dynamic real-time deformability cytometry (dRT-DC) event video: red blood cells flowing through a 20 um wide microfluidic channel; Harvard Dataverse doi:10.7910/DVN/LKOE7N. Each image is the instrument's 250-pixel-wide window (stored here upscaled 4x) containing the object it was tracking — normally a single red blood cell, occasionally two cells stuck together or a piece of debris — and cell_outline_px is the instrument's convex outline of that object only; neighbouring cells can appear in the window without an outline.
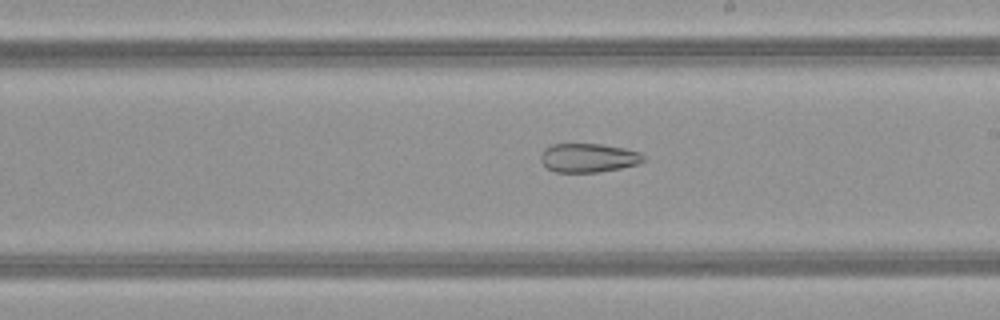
{"species": "common noctule bat (a hibernating species)", "species_latin": "Nyctalus noctula", "temperature_condition": "warm", "stored_images_in_passage": 42, "camera_frame_rate_fps": 3000, "um_per_image_px": 0.085, "animal": {"sex": "female", "body_mass_g": 21.9}, "frame": {"image": 1, "passage_image": 21, "time_ms": 6.667, "image_size_px": [1000, 320], "cell_outline_px": [[648, 160], [640, 164], [600, 172], [556, 172], [548, 168], [540, 160], [540, 156], [544, 148], [552, 144], [600, 144], [624, 148], [640, 152]], "centroid_in_image_um": [50.05, 13.41], "position_along_channel_um": 239.0, "area_um2": 17.46}}
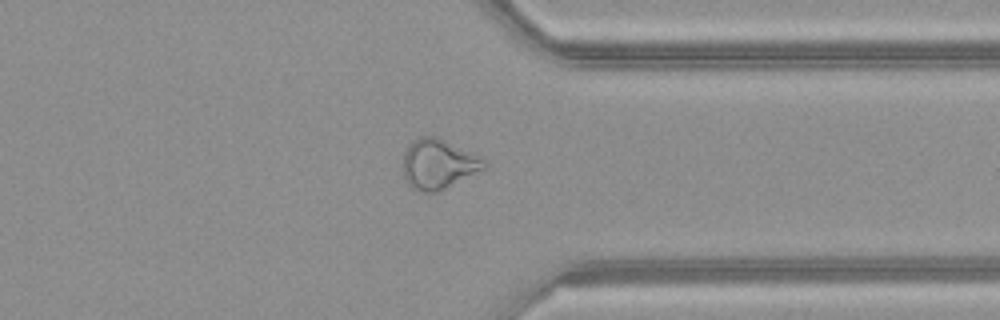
{"frame": {"image": 2, "passage_image": 31, "time_ms": 10.0, "image_size_px": [1000, 320], "cell_outline_px": [[488, 168], [484, 172], [436, 192], [424, 192], [412, 188], [408, 184], [404, 176], [404, 152], [412, 140], [420, 136], [436, 136], [484, 156]], "centroid_in_image_um": [37.36, 13.94], "position_along_channel_um": 374.0, "area_um2": 24.28}}
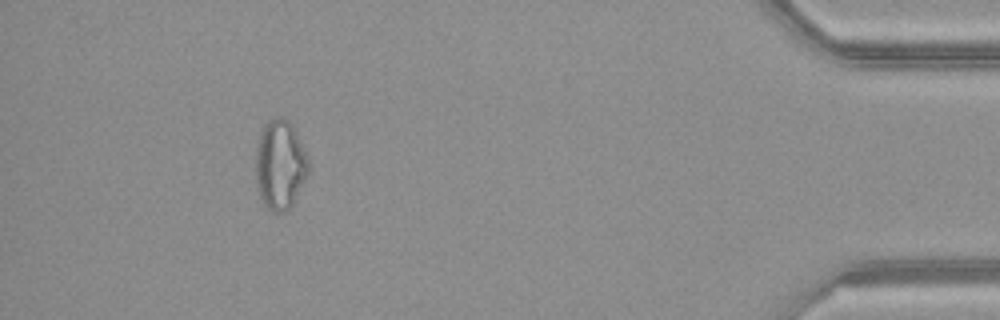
{"frame": {"image": 3, "passage_image": 38, "time_ms": 12.333, "image_size_px": [1000, 320], "cell_outline_px": [[308, 172], [288, 212], [272, 212], [260, 200], [256, 184], [256, 144], [260, 132], [264, 124], [268, 120], [276, 116], [284, 116], [292, 124], [296, 132], [308, 160]], "centroid_in_image_um": [23.77, 13.98], "position_along_channel_um": 411.4, "area_um2": 27.63}, "authors_computed_cell_mechanics": {"area_um2": 24.9118, "velocity_mm_per_s": 4.1589, "shape_relaxation_time_tau1_ms": null, "shape_relaxation_time_tau2_ms": 3.3905, "deformation_change_tau1": null, "deformation_change_tau2": 0.1141}}